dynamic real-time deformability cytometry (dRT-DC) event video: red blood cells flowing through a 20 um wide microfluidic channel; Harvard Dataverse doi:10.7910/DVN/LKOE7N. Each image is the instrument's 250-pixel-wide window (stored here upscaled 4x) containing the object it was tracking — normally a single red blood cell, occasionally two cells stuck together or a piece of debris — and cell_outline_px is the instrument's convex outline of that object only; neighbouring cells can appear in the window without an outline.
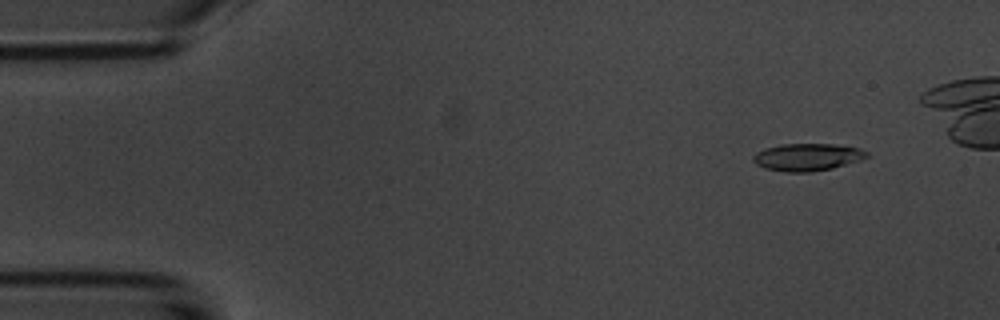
{"species": "common noctule bat (a hibernating species)", "species_latin": "Nyctalus noctula", "temperature_condition": "room temperature", "stored_images_in_passage": 49, "camera_frame_rate_fps": 3000, "um_per_image_px": 0.085, "animal": {"sex": "male", "body_mass_g": 20.1, "forearm_length_mm": 53.5}, "frame": {"image": 1, "passage_image": 5, "time_ms": 1.333, "image_size_px": [1000, 320], "cell_outline_px": [[868, 156], [860, 160], [832, 168], [812, 172], [788, 172], [764, 168], [756, 164], [752, 160], [752, 156], [756, 152], [764, 148], [780, 144], [832, 144], [860, 148], [868, 152]], "centroid_in_image_um": [68.59, 13.35], "position_along_channel_um": 16.4, "area_um2": 18.15}}
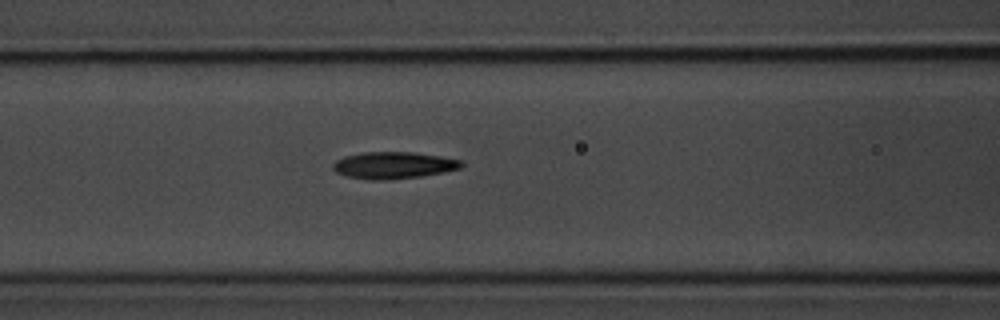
{"frame": {"image": 2, "passage_image": 22, "time_ms": 7.0, "image_size_px": [1000, 320], "cell_outline_px": [[464, 164], [460, 168], [444, 172], [420, 176], [380, 180], [368, 180], [344, 176], [336, 172], [332, 168], [332, 164], [336, 160], [344, 156], [364, 152], [412, 152], [440, 156], [464, 160]], "centroid_in_image_um": [33.43, 14.04], "position_along_channel_um": 133.2, "area_um2": 20.17}}
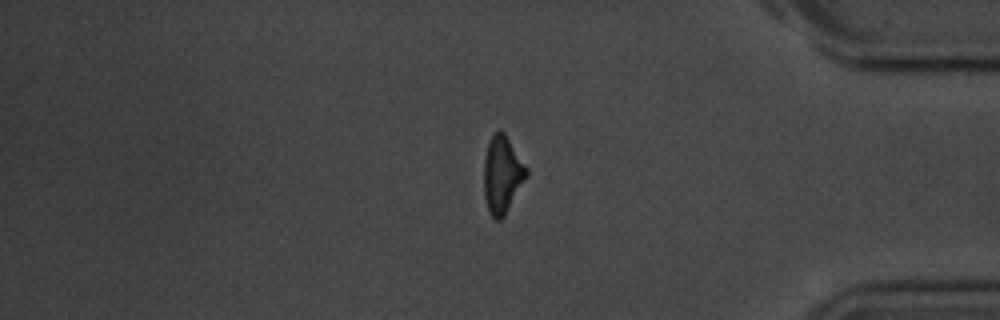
{"frame": {"image": 3, "passage_image": 45, "time_ms": 14.667, "image_size_px": [1000, 320], "cell_outline_px": [[528, 176], [504, 216], [500, 220], [496, 220], [492, 216], [488, 208], [484, 196], [484, 160], [488, 144], [492, 136], [500, 128], [504, 132], [528, 168]], "centroid_in_image_um": [42.71, 14.83], "position_along_channel_um": 392.5, "area_um2": 19.07}, "authors_computed_cell_mechanics": {"area_um2": 19.0162, "velocity_mm_per_s": 3.7191, "shape_relaxation_time_tau1_ms": 2.7733, "shape_relaxation_time_tau2_ms": 2.2791, "deformation_change_tau1": 0.1318, "deformation_change_tau2": 0.1002}}